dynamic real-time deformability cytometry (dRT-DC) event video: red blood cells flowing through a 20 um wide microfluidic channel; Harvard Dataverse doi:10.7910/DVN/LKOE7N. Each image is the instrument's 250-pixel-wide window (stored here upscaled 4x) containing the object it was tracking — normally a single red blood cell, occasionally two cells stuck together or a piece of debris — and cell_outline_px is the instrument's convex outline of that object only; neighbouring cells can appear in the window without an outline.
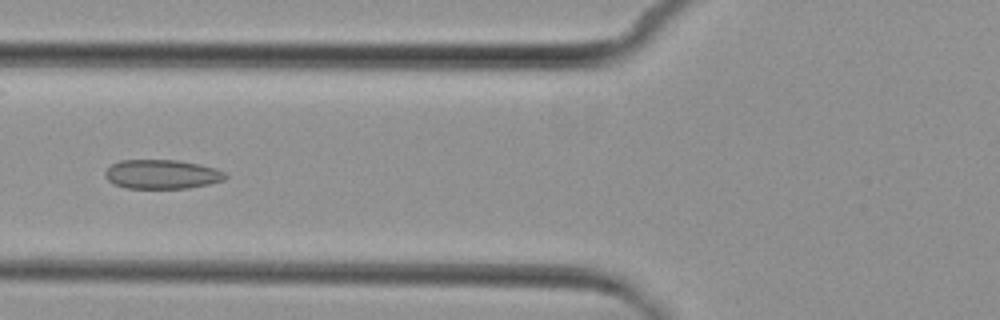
{"species": "common noctule bat (a hibernating species)", "species_latin": "Nyctalus noctula", "temperature_condition": "cold", "stored_images_in_passage": 9, "camera_frame_rate_fps": 3000, "um_per_image_px": 0.085, "animal": {"sex": "female", "body_mass_g": 29.2, "forearm_length_mm": 56.3}, "frame": {"image": 1, "passage_image": 5, "time_ms": 4.667, "image_size_px": [1000, 320], "cell_outline_px": [[228, 176], [224, 180], [208, 184], [188, 188], [124, 188], [112, 184], [104, 176], [104, 172], [112, 164], [120, 160], [180, 160], [200, 164], [216, 168], [224, 172]], "centroid_in_image_um": [13.75, 14.81], "position_along_channel_um": 112.0, "area_um2": 20.63}}
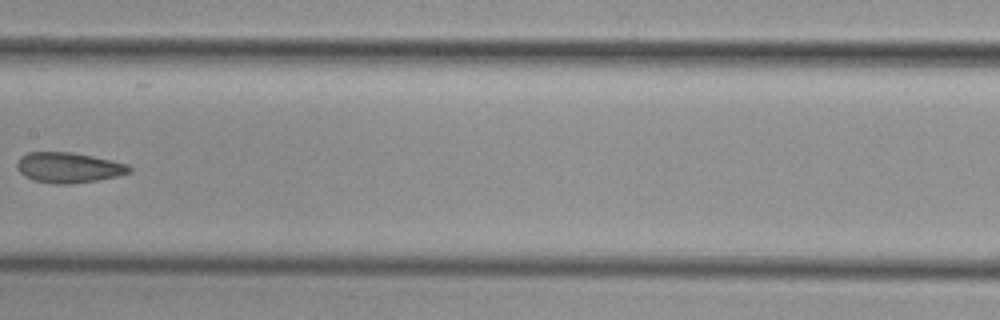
{"frame": {"image": 2, "passage_image": 7, "time_ms": 7.0, "image_size_px": [1000, 320], "cell_outline_px": [[132, 172], [116, 176], [96, 180], [68, 184], [56, 184], [32, 180], [24, 176], [20, 172], [16, 164], [20, 156], [28, 152], [72, 152], [92, 156], [128, 164], [132, 168]], "centroid_in_image_um": [5.81, 14.24], "position_along_channel_um": 201.6, "area_um2": 19.83}}
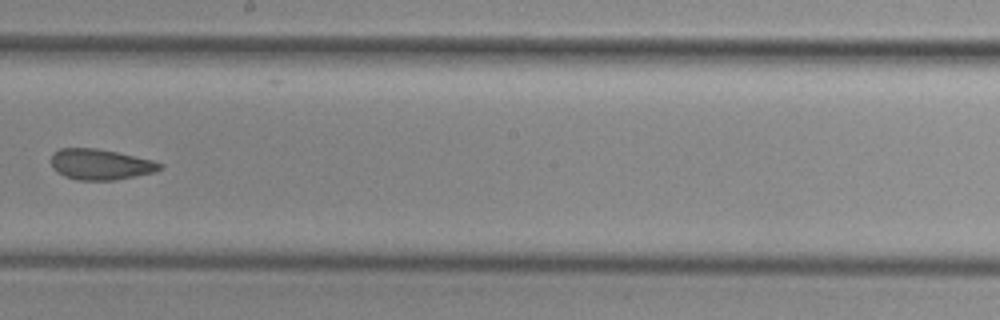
{"frame": {"image": 3, "passage_image": 8, "time_ms": 8.0, "image_size_px": [1000, 320], "cell_outline_px": [[164, 164], [156, 172], [116, 180], [76, 180], [64, 176], [56, 172], [52, 168], [52, 152], [60, 148], [96, 148], [116, 152], [152, 160]], "centroid_in_image_um": [8.52, 13.98], "position_along_channel_um": 239.7, "area_um2": 19.54}}